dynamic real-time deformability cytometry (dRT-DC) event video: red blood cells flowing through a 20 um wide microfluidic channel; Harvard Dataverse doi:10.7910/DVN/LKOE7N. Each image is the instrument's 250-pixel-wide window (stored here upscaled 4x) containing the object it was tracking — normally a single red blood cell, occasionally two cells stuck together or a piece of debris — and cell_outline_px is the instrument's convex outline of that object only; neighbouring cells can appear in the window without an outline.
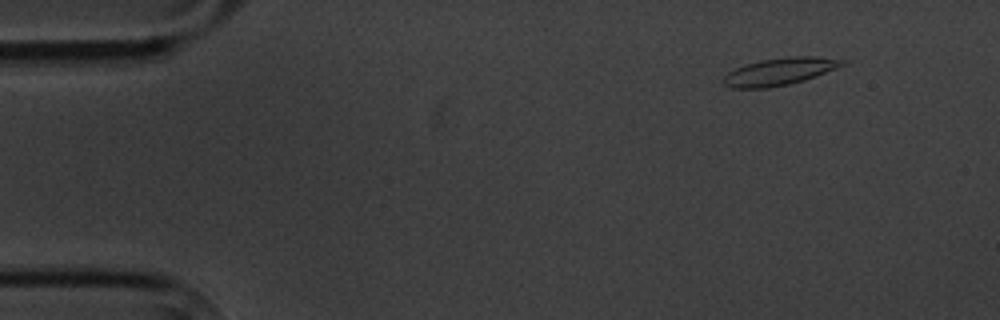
{"species": "common noctule bat (a hibernating species)", "species_latin": "Nyctalus noctula", "temperature_condition": "cold", "stored_images_in_passage": 5, "camera_frame_rate_fps": 3000, "um_per_image_px": 0.085, "animal": {"sex": "male", "body_mass_g": 20.1, "forearm_length_mm": 53.5}, "frame": {"image": 1, "passage_image": 2, "time_ms": 1.0, "image_size_px": [1000, 320], "cell_outline_px": [[848, 64], [816, 76], [804, 80], [788, 84], [768, 88], [732, 88], [724, 84], [720, 80], [728, 72], [744, 64], [760, 60], [788, 56], [812, 56], [848, 60]], "centroid_in_image_um": [66.28, 6.07], "position_along_channel_um": 18.7, "area_um2": 19.13}}